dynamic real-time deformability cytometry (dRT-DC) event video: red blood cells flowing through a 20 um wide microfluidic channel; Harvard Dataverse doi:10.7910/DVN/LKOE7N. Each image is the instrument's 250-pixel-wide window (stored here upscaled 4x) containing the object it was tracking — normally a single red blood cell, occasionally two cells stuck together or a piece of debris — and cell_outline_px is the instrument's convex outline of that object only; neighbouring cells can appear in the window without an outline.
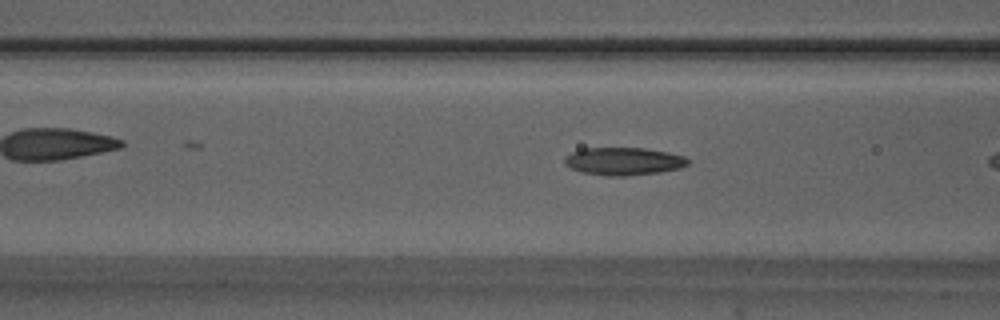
{"species": "Egyptian fruit bat (a non-hibernating species)", "species_latin": "Rousettus aegyptiacus", "temperature_condition": "warm", "stored_images_in_passage": 6, "camera_frame_rate_fps": 3000, "um_per_image_px": 0.085, "animal": {"sex": "male"}, "frame": {"image": 1, "passage_image": 5, "time_ms": 1.333, "image_size_px": [1000, 320], "cell_outline_px": [[688, 164], [680, 168], [660, 172], [624, 176], [604, 176], [580, 172], [564, 164], [564, 156], [572, 152], [584, 148], [644, 148], [668, 152], [684, 156], [688, 160]], "centroid_in_image_um": [52.97, 13.71], "position_along_channel_um": 113.6, "area_um2": 20.0}}